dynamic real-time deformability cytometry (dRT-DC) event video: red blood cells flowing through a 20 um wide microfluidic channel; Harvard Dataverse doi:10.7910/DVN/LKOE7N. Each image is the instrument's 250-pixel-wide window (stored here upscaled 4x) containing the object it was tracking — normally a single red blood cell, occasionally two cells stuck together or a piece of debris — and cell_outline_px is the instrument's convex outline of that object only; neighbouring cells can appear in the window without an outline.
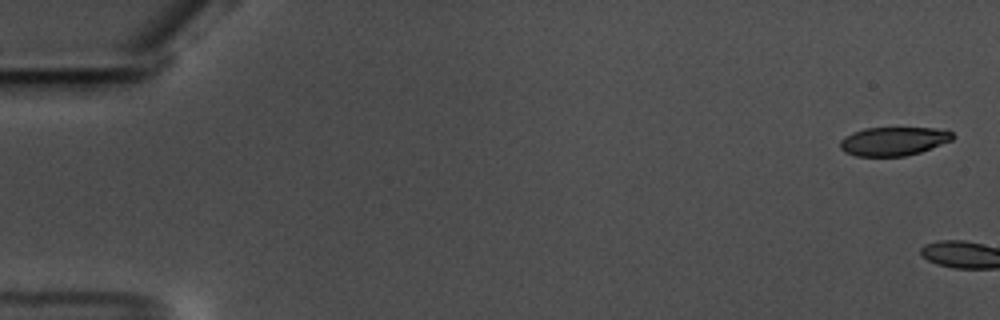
{"species": "common noctule bat (a hibernating species)", "species_latin": "Nyctalus noctula", "temperature_condition": "warm", "stored_images_in_passage": 5, "camera_frame_rate_fps": 3000, "um_per_image_px": 0.085, "animal": {"sex": "male", "body_mass_g": 17.5, "forearm_length_mm": 52.3}, "frame": {"image": 1, "passage_image": 2, "time_ms": 0.333, "image_size_px": [1000, 320], "cell_outline_px": [[956, 136], [952, 140], [920, 152], [904, 156], [856, 156], [844, 152], [840, 148], [840, 140], [844, 136], [852, 132], [864, 128], [936, 128], [952, 132]], "centroid_in_image_um": [75.92, 12.0], "position_along_channel_um": 9.1, "area_um2": 18.84}}